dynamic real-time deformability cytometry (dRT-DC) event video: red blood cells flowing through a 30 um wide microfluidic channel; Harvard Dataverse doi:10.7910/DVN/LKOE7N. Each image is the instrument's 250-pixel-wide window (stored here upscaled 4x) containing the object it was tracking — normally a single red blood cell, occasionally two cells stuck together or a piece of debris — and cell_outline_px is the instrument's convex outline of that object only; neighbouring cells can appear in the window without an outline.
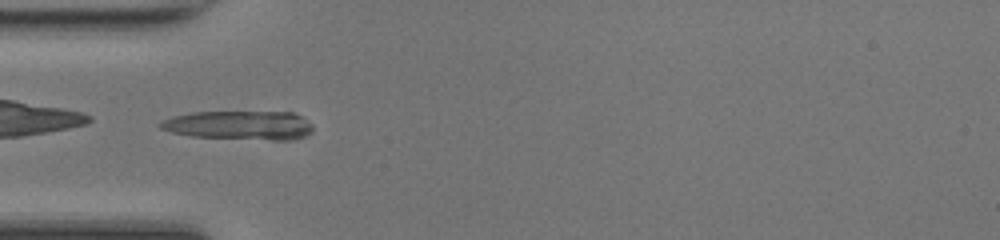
{"species": "common noctule bat (a hibernating species)", "species_latin": "Nyctalus noctula", "temperature_condition": "room temperature", "stored_images_in_passage": 47, "camera_frame_rate_fps": 3000, "um_per_image_px": 0.085, "animal": {"sex": "female", "body_mass_g": 17.0, "forearm_length_mm": 48.0}, "frame": {"image": 1, "passage_image": 14, "time_ms": 4.333, "image_size_px": [1000, 240], "cell_outline_px": [[312, 132], [304, 136], [292, 140], [272, 140], [192, 136], [172, 132], [160, 128], [156, 124], [172, 116], [192, 112], [292, 112], [304, 116], [312, 124]], "centroid_in_image_um": [20.39, 10.64], "position_along_channel_um": 64.6, "area_um2": 25.89}}
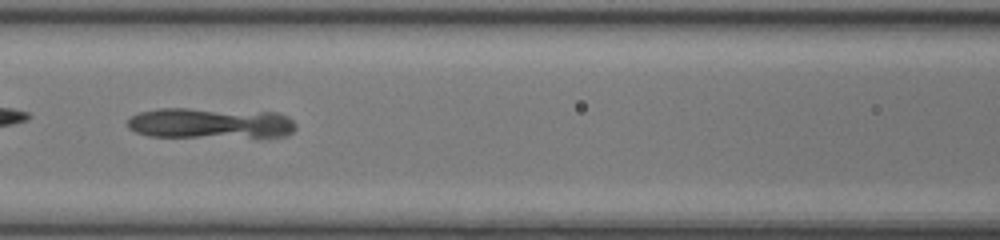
{"frame": {"image": 2, "passage_image": 20, "time_ms": 6.333, "image_size_px": [1000, 240], "cell_outline_px": [[296, 128], [288, 136], [148, 136], [136, 132], [128, 128], [128, 120], [132, 116], [140, 112], [160, 108], [188, 108], [276, 112], [288, 116], [296, 124]], "centroid_in_image_um": [17.89, 10.45], "position_along_channel_um": 148.7, "area_um2": 29.82}}